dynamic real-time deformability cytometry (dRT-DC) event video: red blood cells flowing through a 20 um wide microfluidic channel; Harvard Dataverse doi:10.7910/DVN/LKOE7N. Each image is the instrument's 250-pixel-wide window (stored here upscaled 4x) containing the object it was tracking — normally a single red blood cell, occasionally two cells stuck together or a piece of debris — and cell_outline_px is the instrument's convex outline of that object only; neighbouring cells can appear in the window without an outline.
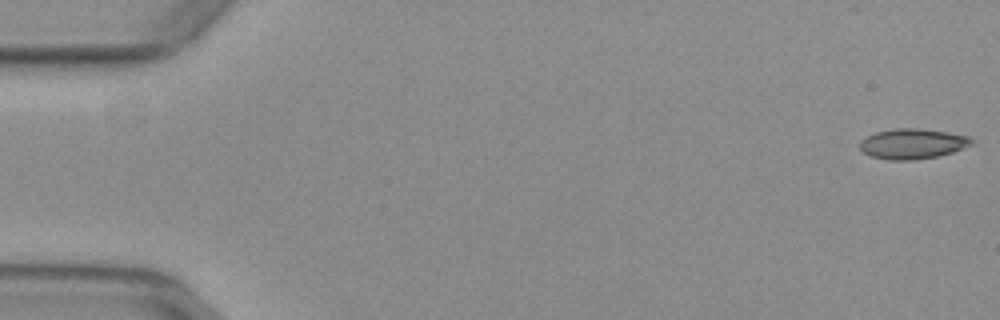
{"species": "common noctule bat (a hibernating species)", "species_latin": "Nyctalus noctula", "temperature_condition": "warm", "stored_images_in_passage": 5, "camera_frame_rate_fps": 3000, "um_per_image_px": 0.085, "animal": {"sex": "female", "body_mass_g": 29.2, "forearm_length_mm": 56.3}, "frame": {"image": 1, "passage_image": 1, "time_ms": 0.0, "image_size_px": [1000, 320], "cell_outline_px": [[976, 144], [952, 152], [936, 156], [912, 160], [888, 160], [872, 156], [864, 152], [860, 148], [860, 140], [876, 132], [892, 128], [920, 128], [948, 132], [968, 136], [976, 140]], "centroid_in_image_um": [77.61, 12.21], "position_along_channel_um": 7.4, "area_um2": 19.83}}